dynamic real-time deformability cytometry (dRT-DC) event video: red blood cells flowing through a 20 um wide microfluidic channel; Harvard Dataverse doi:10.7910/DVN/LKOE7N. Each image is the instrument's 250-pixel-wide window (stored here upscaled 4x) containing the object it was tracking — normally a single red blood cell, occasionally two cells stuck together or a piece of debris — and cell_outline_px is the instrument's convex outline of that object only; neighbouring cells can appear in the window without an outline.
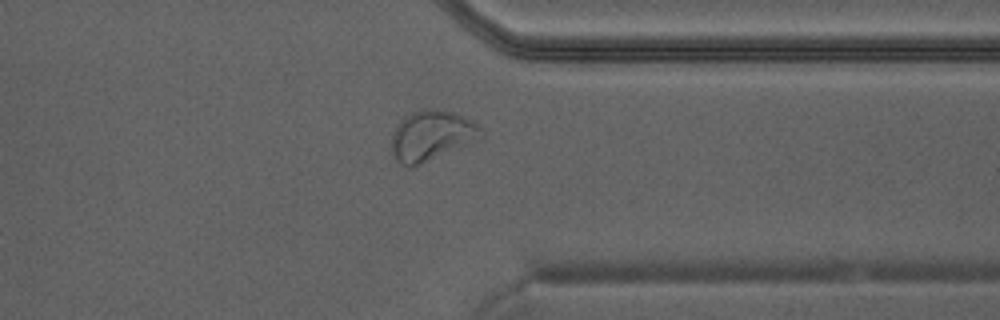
{"species": "Egyptian fruit bat (a non-hibernating species)", "species_latin": "Rousettus aegyptiacus", "temperature_condition": "warm", "stored_images_in_passage": 31, "camera_frame_rate_fps": 3000, "um_per_image_px": 0.085, "animal": {"sex": "male"}, "frame": {"image": 1, "passage_image": 22, "time_ms": 7.0, "image_size_px": [1000, 320], "cell_outline_px": [[484, 136], [412, 168], [400, 164], [392, 156], [392, 136], [396, 124], [404, 116], [420, 108], [432, 108], [452, 112], [476, 124], [484, 132]], "centroid_in_image_um": [36.61, 11.52], "position_along_channel_um": 374.8, "area_um2": 25.95}}